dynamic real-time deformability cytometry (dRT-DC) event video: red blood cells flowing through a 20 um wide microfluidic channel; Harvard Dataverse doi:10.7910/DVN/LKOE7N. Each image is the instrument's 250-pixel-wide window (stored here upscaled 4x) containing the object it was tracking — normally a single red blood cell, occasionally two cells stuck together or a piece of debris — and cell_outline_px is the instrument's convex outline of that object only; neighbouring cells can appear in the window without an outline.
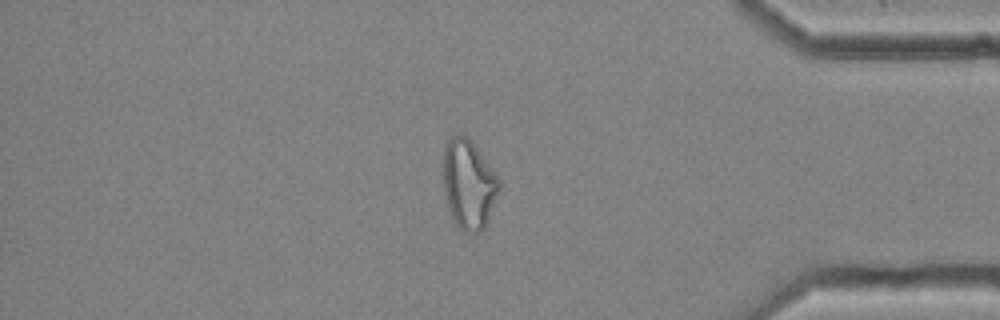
{"species": "common noctule bat (a hibernating species)", "species_latin": "Nyctalus noctula", "temperature_condition": "cold", "stored_images_in_passage": 56, "camera_frame_rate_fps": 3000, "um_per_image_px": 0.085, "animal": {"sex": "female", "body_mass_g": 25.1}, "frame": {"image": 1, "passage_image": 48, "time_ms": 15.667, "image_size_px": [1000, 320], "cell_outline_px": [[500, 192], [484, 228], [480, 232], [464, 232], [452, 220], [448, 208], [444, 192], [444, 148], [448, 140], [452, 136], [460, 132], [468, 136], [500, 180]], "centroid_in_image_um": [39.84, 15.66], "position_along_channel_um": 395.4, "area_um2": 29.13}, "authors_computed_cell_mechanics": {"area_um2": 29.8537, "velocity_mm_per_s": 3.6601, "shape_relaxation_time_tau1_ms": null, "shape_relaxation_time_tau2_ms": 2.2487, "deformation_change_tau1": null, "deformation_change_tau2": 0.1025}}